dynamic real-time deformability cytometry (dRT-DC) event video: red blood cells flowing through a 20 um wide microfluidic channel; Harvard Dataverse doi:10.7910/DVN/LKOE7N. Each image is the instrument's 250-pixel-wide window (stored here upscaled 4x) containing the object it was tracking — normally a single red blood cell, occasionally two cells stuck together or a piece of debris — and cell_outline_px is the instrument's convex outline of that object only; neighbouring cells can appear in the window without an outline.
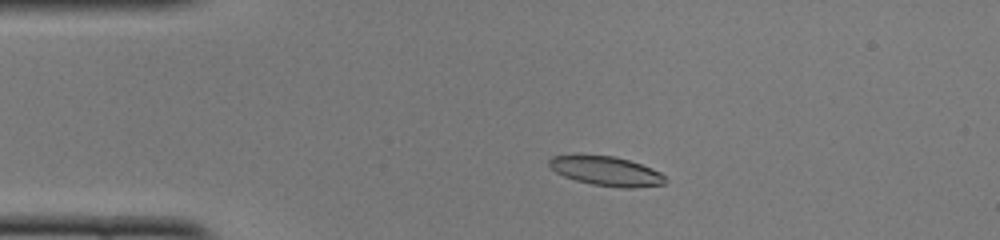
{"species": "common noctule bat (a hibernating species)", "species_latin": "Nyctalus noctula", "temperature_condition": "cold", "stored_images_in_passage": 48, "camera_frame_rate_fps": 3000, "um_per_image_px": 0.085, "animal": {"sex": "female", "body_mass_g": 22.0, "forearm_length_mm": 56.7}, "frame": {"image": 1, "passage_image": 8, "time_ms": 2.333, "image_size_px": [1000, 240], "cell_outline_px": [[668, 180], [664, 184], [632, 188], [620, 188], [592, 184], [576, 180], [564, 176], [556, 172], [548, 164], [548, 160], [552, 156], [616, 156], [652, 168], [660, 172]], "centroid_in_image_um": [51.57, 14.56], "position_along_channel_um": 33.4, "area_um2": 19.59}}
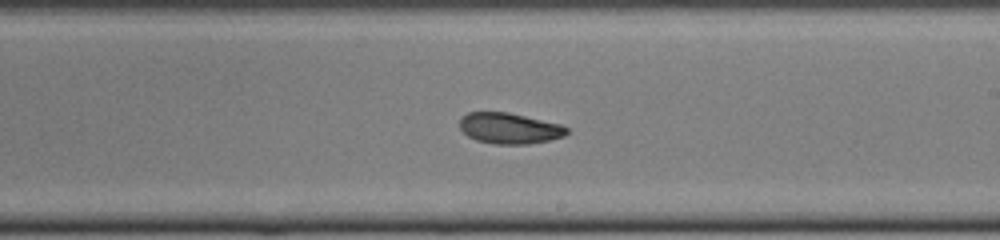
{"frame": {"image": 2, "passage_image": 27, "time_ms": 8.667, "image_size_px": [1000, 240], "cell_outline_px": [[568, 132], [564, 136], [548, 140], [528, 144], [492, 144], [476, 140], [468, 136], [460, 128], [460, 116], [468, 112], [508, 112], [560, 124], [568, 128]], "centroid_in_image_um": [43.27, 10.9], "position_along_channel_um": 245.7, "area_um2": 19.25}}
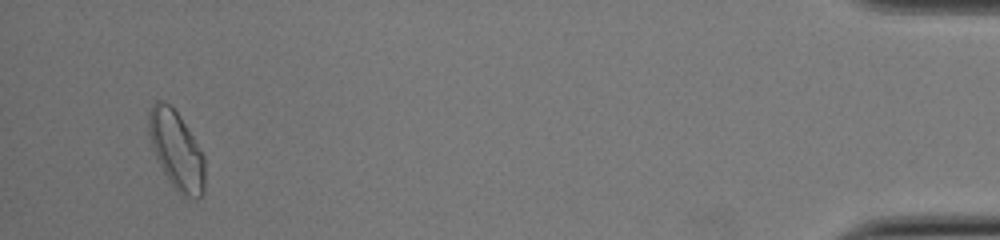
{"frame": {"image": 3, "passage_image": 46, "time_ms": 15.0, "image_size_px": [1000, 240], "cell_outline_px": [[204, 192], [196, 200], [188, 200], [180, 196], [176, 192], [164, 172], [156, 156], [148, 136], [148, 112], [152, 104], [156, 100], [160, 100], [168, 104], [180, 116], [204, 156]], "centroid_in_image_um": [14.99, 12.82], "position_along_channel_um": 420.2, "area_um2": 25.66}, "authors_computed_cell_mechanics": {"area_um2": 20.0277, "velocity_mm_per_s": 3.9734, "shape_relaxation_time_tau1_ms": 5.3767, "shape_relaxation_time_tau2_ms": 2.7626, "deformation_change_tau1": 0.1841, "deformation_change_tau2": 0.0799}}